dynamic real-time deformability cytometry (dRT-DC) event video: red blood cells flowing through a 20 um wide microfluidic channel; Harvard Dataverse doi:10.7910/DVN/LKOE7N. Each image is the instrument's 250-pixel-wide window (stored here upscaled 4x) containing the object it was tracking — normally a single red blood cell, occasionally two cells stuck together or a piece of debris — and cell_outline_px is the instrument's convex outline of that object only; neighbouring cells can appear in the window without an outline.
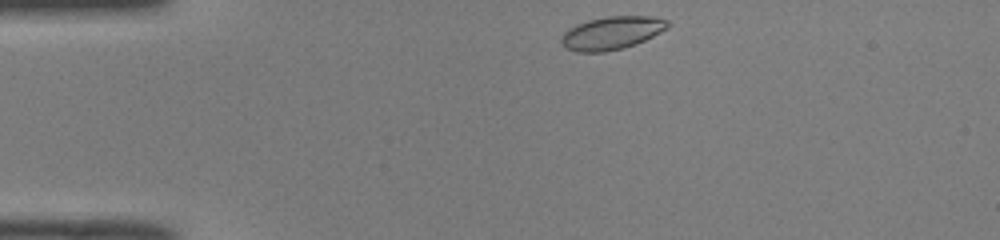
{"species": "common noctule bat (a hibernating species)", "species_latin": "Nyctalus noctula", "temperature_condition": "room temperature", "stored_images_in_passage": 42, "camera_frame_rate_fps": 3000, "um_per_image_px": 0.085, "animal": {"sex": "male", "body_mass_g": 19.0, "forearm_length_mm": 50.8}, "frame": {"image": 1, "passage_image": 1, "time_ms": 0.0, "image_size_px": [1000, 240], "cell_outline_px": [[672, 24], [668, 28], [636, 44], [624, 48], [604, 52], [576, 52], [568, 48], [560, 40], [560, 36], [568, 28], [576, 24], [588, 20], [608, 16], [648, 16], [668, 20]], "centroid_in_image_um": [52.0, 2.8], "position_along_channel_um": 33.0, "area_um2": 20.52}}
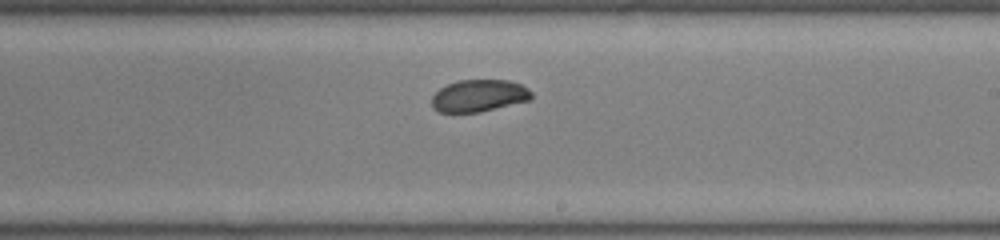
{"frame": {"image": 2, "passage_image": 21, "time_ms": 6.667, "image_size_px": [1000, 240], "cell_outline_px": [[532, 100], [480, 112], [440, 112], [432, 108], [432, 96], [440, 88], [448, 84], [460, 80], [508, 80], [520, 84], [528, 88], [532, 92]], "centroid_in_image_um": [40.73, 8.14], "position_along_channel_um": 248.3, "area_um2": 18.73}}
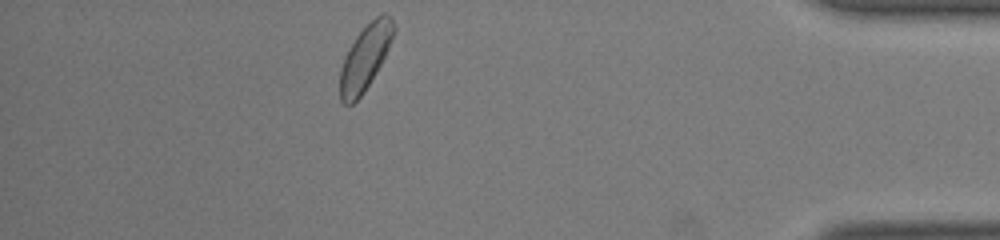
{"frame": {"image": 3, "passage_image": 36, "time_ms": 11.667, "image_size_px": [1000, 240], "cell_outline_px": [[396, 28], [388, 48], [376, 72], [364, 92], [352, 104], [344, 104], [340, 100], [340, 68], [344, 56], [348, 48], [356, 36], [376, 16], [384, 12], [392, 16]], "centroid_in_image_um": [31.03, 4.86], "position_along_channel_um": 404.2, "area_um2": 20.23}, "authors_computed_cell_mechanics": {"area_um2": 19.7387, "velocity_mm_per_s": 3.9786, "shape_relaxation_time_tau1_ms": 2.5774, "shape_relaxation_time_tau2_ms": null, "deformation_change_tau1": 0.0892, "deformation_change_tau2": null}}